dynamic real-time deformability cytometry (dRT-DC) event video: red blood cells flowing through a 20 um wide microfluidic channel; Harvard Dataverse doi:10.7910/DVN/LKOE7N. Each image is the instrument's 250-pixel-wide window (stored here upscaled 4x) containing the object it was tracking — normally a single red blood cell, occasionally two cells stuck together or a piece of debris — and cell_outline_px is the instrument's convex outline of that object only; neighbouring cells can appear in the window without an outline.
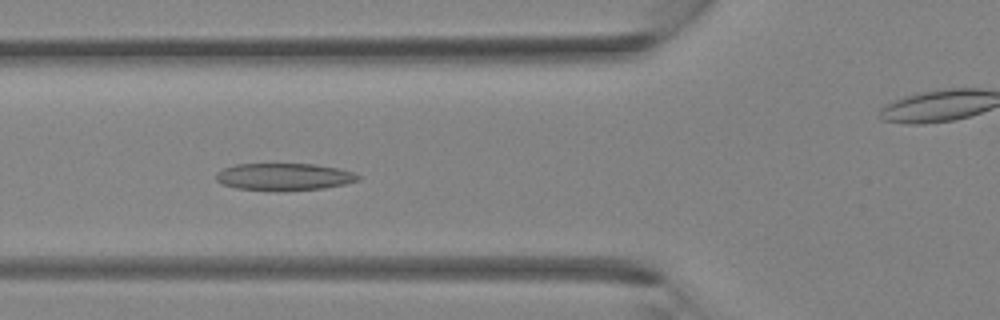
{"species": "Egyptian fruit bat (a non-hibernating species)", "species_latin": "Rousettus aegyptiacus", "temperature_condition": "room temperature", "stored_images_in_passage": 39, "camera_frame_rate_fps": 3000, "um_per_image_px": 0.085, "animal": {"sex": "female"}, "frame": {"image": 1, "passage_image": 14, "time_ms": 4.333, "image_size_px": [1000, 320], "cell_outline_px": [[360, 180], [344, 184], [324, 188], [280, 192], [236, 188], [220, 184], [216, 180], [216, 172], [224, 168], [236, 164], [316, 164], [340, 168], [352, 172], [360, 176]], "centroid_in_image_um": [24.13, 15.04], "position_along_channel_um": 101.7, "area_um2": 22.89}}
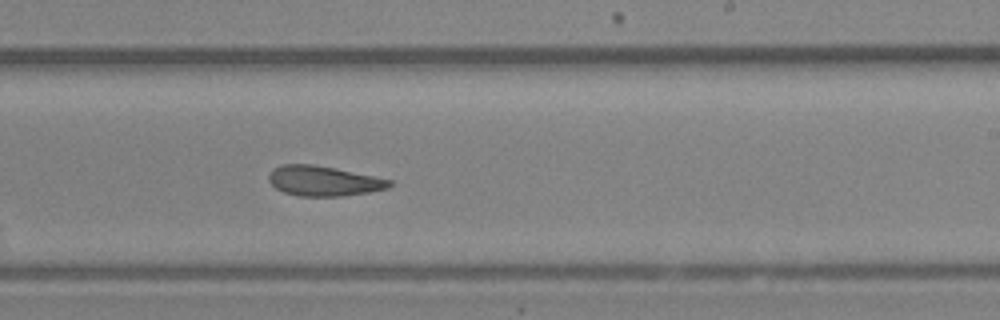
{"frame": {"image": 2, "passage_image": 23, "time_ms": 7.333, "image_size_px": [1000, 320], "cell_outline_px": [[392, 184], [388, 188], [368, 192], [340, 196], [300, 196], [284, 192], [276, 188], [268, 180], [268, 176], [272, 168], [280, 164], [312, 164], [336, 168], [392, 180]], "centroid_in_image_um": [27.47, 15.37], "position_along_channel_um": 261.5, "area_um2": 21.1}}
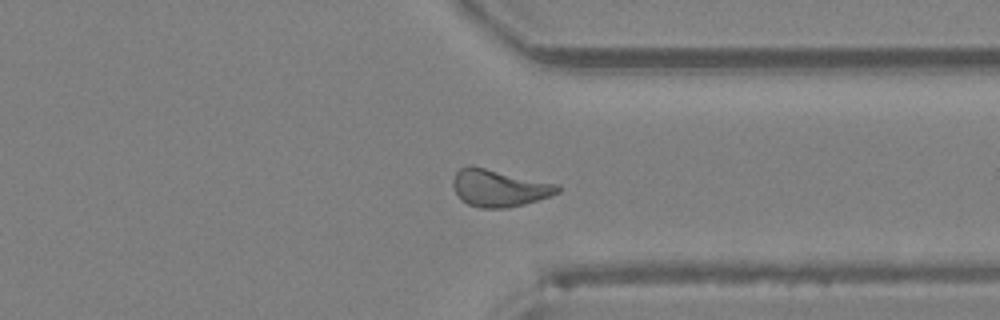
{"frame": {"image": 3, "passage_image": 29, "time_ms": 9.333, "image_size_px": [1000, 320], "cell_outline_px": [[560, 192], [524, 204], [508, 208], [480, 208], [468, 204], [460, 200], [452, 184], [452, 180], [456, 172], [460, 168], [468, 164], [472, 164], [560, 184]], "centroid_in_image_um": [42.41, 15.95], "position_along_channel_um": 369.0, "area_um2": 23.06}}